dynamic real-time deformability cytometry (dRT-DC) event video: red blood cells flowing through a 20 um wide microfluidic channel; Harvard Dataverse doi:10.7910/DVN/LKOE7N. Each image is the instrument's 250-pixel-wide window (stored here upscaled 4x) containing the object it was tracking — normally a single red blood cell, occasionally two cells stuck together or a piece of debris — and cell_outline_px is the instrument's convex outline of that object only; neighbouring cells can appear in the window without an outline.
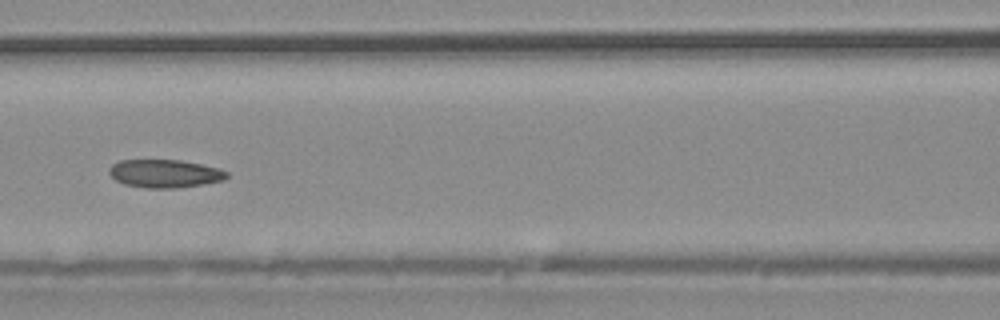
{"species": "common noctule bat (a hibernating species)", "species_latin": "Nyctalus noctula", "temperature_condition": "warm", "stored_images_in_passage": 38, "camera_frame_rate_fps": 3000, "um_per_image_px": 0.085, "animal": {"sex": "male", "body_mass_g": 20.4}, "frame": {"image": 1, "passage_image": 17, "time_ms": 5.333, "image_size_px": [1000, 320], "cell_outline_px": [[228, 176], [224, 180], [204, 184], [176, 188], [148, 188], [124, 184], [116, 180], [108, 172], [108, 168], [112, 164], [120, 160], [180, 160], [220, 168], [228, 172]], "centroid_in_image_um": [14.01, 14.75], "position_along_channel_um": 152.6, "area_um2": 19.31}}